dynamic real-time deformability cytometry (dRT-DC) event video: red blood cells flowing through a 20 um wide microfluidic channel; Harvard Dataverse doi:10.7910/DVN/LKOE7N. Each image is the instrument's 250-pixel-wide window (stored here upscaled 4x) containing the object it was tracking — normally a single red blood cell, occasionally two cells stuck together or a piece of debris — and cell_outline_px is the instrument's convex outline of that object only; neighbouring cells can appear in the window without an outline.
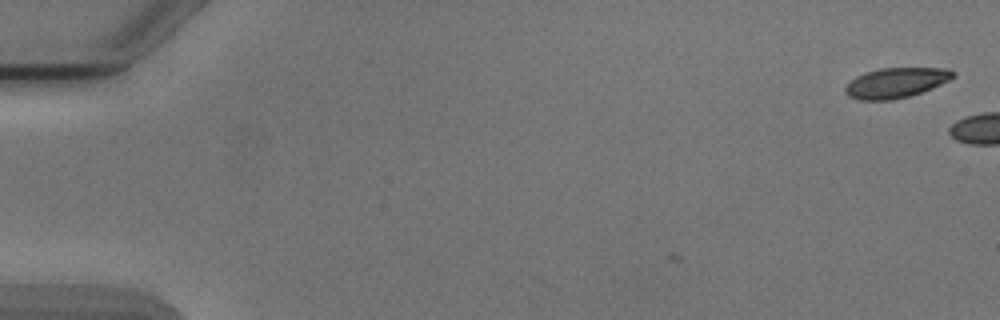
{"species": "Egyptian fruit bat (a non-hibernating species)", "species_latin": "Rousettus aegyptiacus", "temperature_condition": "cold", "stored_images_in_passage": 3, "camera_frame_rate_fps": 3000, "um_per_image_px": 0.085, "animal": {"sex": "male"}, "frame": {"image": 1, "passage_image": 1, "time_ms": 0.0, "image_size_px": [1000, 320], "cell_outline_px": [[956, 76], [932, 88], [908, 96], [892, 100], [856, 100], [848, 96], [844, 92], [844, 88], [856, 76], [880, 68], [948, 68], [956, 72]], "centroid_in_image_um": [76.15, 7.04], "position_along_channel_um": 8.8, "area_um2": 18.84}}